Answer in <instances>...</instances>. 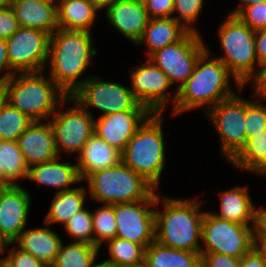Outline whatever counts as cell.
<instances>
[{"label":"cell","instance_id":"16","mask_svg":"<svg viewBox=\"0 0 266 267\" xmlns=\"http://www.w3.org/2000/svg\"><path fill=\"white\" fill-rule=\"evenodd\" d=\"M30 195L20 184L0 190V234L7 243H13L26 227Z\"/></svg>","mask_w":266,"mask_h":267},{"label":"cell","instance_id":"42","mask_svg":"<svg viewBox=\"0 0 266 267\" xmlns=\"http://www.w3.org/2000/svg\"><path fill=\"white\" fill-rule=\"evenodd\" d=\"M150 18L173 16L174 0H143Z\"/></svg>","mask_w":266,"mask_h":267},{"label":"cell","instance_id":"22","mask_svg":"<svg viewBox=\"0 0 266 267\" xmlns=\"http://www.w3.org/2000/svg\"><path fill=\"white\" fill-rule=\"evenodd\" d=\"M61 156L57 158L35 164L29 167L27 179L37 182L38 186L44 184L46 186L58 189V192L71 190L72 184L81 183L77 164L68 162H60Z\"/></svg>","mask_w":266,"mask_h":267},{"label":"cell","instance_id":"15","mask_svg":"<svg viewBox=\"0 0 266 267\" xmlns=\"http://www.w3.org/2000/svg\"><path fill=\"white\" fill-rule=\"evenodd\" d=\"M132 68L131 70V90L135 99L152 113L165 112L166 104L171 102L173 107L177 100V91L170 97L168 89L170 83L166 74L157 67L150 59L145 63ZM170 97V98H169Z\"/></svg>","mask_w":266,"mask_h":267},{"label":"cell","instance_id":"40","mask_svg":"<svg viewBox=\"0 0 266 267\" xmlns=\"http://www.w3.org/2000/svg\"><path fill=\"white\" fill-rule=\"evenodd\" d=\"M20 28L13 8H0V39L7 40Z\"/></svg>","mask_w":266,"mask_h":267},{"label":"cell","instance_id":"51","mask_svg":"<svg viewBox=\"0 0 266 267\" xmlns=\"http://www.w3.org/2000/svg\"><path fill=\"white\" fill-rule=\"evenodd\" d=\"M13 184L6 178L5 174H4V168L3 166L0 164V187L1 188H6L9 186H12Z\"/></svg>","mask_w":266,"mask_h":267},{"label":"cell","instance_id":"34","mask_svg":"<svg viewBox=\"0 0 266 267\" xmlns=\"http://www.w3.org/2000/svg\"><path fill=\"white\" fill-rule=\"evenodd\" d=\"M94 246L116 237L115 205L104 204L92 212Z\"/></svg>","mask_w":266,"mask_h":267},{"label":"cell","instance_id":"19","mask_svg":"<svg viewBox=\"0 0 266 267\" xmlns=\"http://www.w3.org/2000/svg\"><path fill=\"white\" fill-rule=\"evenodd\" d=\"M104 13L110 25L134 44L150 19L143 0H119Z\"/></svg>","mask_w":266,"mask_h":267},{"label":"cell","instance_id":"46","mask_svg":"<svg viewBox=\"0 0 266 267\" xmlns=\"http://www.w3.org/2000/svg\"><path fill=\"white\" fill-rule=\"evenodd\" d=\"M4 70L6 73L1 75ZM0 75V83L10 77V64L7 53V44L6 40L3 39H0Z\"/></svg>","mask_w":266,"mask_h":267},{"label":"cell","instance_id":"9","mask_svg":"<svg viewBox=\"0 0 266 267\" xmlns=\"http://www.w3.org/2000/svg\"><path fill=\"white\" fill-rule=\"evenodd\" d=\"M85 110L91 106L102 112L101 116L126 110H149L134 97L131 88L117 82L90 76L71 95Z\"/></svg>","mask_w":266,"mask_h":267},{"label":"cell","instance_id":"53","mask_svg":"<svg viewBox=\"0 0 266 267\" xmlns=\"http://www.w3.org/2000/svg\"><path fill=\"white\" fill-rule=\"evenodd\" d=\"M10 243H7V241L1 236L0 234V254H4L6 250V246H10Z\"/></svg>","mask_w":266,"mask_h":267},{"label":"cell","instance_id":"23","mask_svg":"<svg viewBox=\"0 0 266 267\" xmlns=\"http://www.w3.org/2000/svg\"><path fill=\"white\" fill-rule=\"evenodd\" d=\"M61 239L48 226L23 230L18 238L10 244H18L19 249L28 252L49 267L59 252Z\"/></svg>","mask_w":266,"mask_h":267},{"label":"cell","instance_id":"44","mask_svg":"<svg viewBox=\"0 0 266 267\" xmlns=\"http://www.w3.org/2000/svg\"><path fill=\"white\" fill-rule=\"evenodd\" d=\"M253 84L254 97L266 100V64L260 66L258 74L250 81Z\"/></svg>","mask_w":266,"mask_h":267},{"label":"cell","instance_id":"24","mask_svg":"<svg viewBox=\"0 0 266 267\" xmlns=\"http://www.w3.org/2000/svg\"><path fill=\"white\" fill-rule=\"evenodd\" d=\"M220 212H211L215 217L242 225L253 224L255 205L252 203L248 187L234 186L221 191Z\"/></svg>","mask_w":266,"mask_h":267},{"label":"cell","instance_id":"49","mask_svg":"<svg viewBox=\"0 0 266 267\" xmlns=\"http://www.w3.org/2000/svg\"><path fill=\"white\" fill-rule=\"evenodd\" d=\"M89 1L94 5V7L97 10H102V8H106L107 10L119 0H89Z\"/></svg>","mask_w":266,"mask_h":267},{"label":"cell","instance_id":"32","mask_svg":"<svg viewBox=\"0 0 266 267\" xmlns=\"http://www.w3.org/2000/svg\"><path fill=\"white\" fill-rule=\"evenodd\" d=\"M0 164L13 185H19L15 182L17 180H27L29 167L16 141L0 140Z\"/></svg>","mask_w":266,"mask_h":267},{"label":"cell","instance_id":"13","mask_svg":"<svg viewBox=\"0 0 266 267\" xmlns=\"http://www.w3.org/2000/svg\"><path fill=\"white\" fill-rule=\"evenodd\" d=\"M239 93L222 100L205 114L219 133L221 153L229 162L245 145V99Z\"/></svg>","mask_w":266,"mask_h":267},{"label":"cell","instance_id":"39","mask_svg":"<svg viewBox=\"0 0 266 267\" xmlns=\"http://www.w3.org/2000/svg\"><path fill=\"white\" fill-rule=\"evenodd\" d=\"M10 267H48L41 260L35 258L33 255L19 249L17 246L13 247L7 257H2Z\"/></svg>","mask_w":266,"mask_h":267},{"label":"cell","instance_id":"36","mask_svg":"<svg viewBox=\"0 0 266 267\" xmlns=\"http://www.w3.org/2000/svg\"><path fill=\"white\" fill-rule=\"evenodd\" d=\"M257 100L245 99V131L247 138L266 130V105L265 102L262 103V99L257 98Z\"/></svg>","mask_w":266,"mask_h":267},{"label":"cell","instance_id":"45","mask_svg":"<svg viewBox=\"0 0 266 267\" xmlns=\"http://www.w3.org/2000/svg\"><path fill=\"white\" fill-rule=\"evenodd\" d=\"M255 49L260 68L266 64V29L255 31Z\"/></svg>","mask_w":266,"mask_h":267},{"label":"cell","instance_id":"14","mask_svg":"<svg viewBox=\"0 0 266 267\" xmlns=\"http://www.w3.org/2000/svg\"><path fill=\"white\" fill-rule=\"evenodd\" d=\"M50 34L20 27L6 40L10 76L14 73L45 71Z\"/></svg>","mask_w":266,"mask_h":267},{"label":"cell","instance_id":"54","mask_svg":"<svg viewBox=\"0 0 266 267\" xmlns=\"http://www.w3.org/2000/svg\"><path fill=\"white\" fill-rule=\"evenodd\" d=\"M12 0H0V8L10 7Z\"/></svg>","mask_w":266,"mask_h":267},{"label":"cell","instance_id":"28","mask_svg":"<svg viewBox=\"0 0 266 267\" xmlns=\"http://www.w3.org/2000/svg\"><path fill=\"white\" fill-rule=\"evenodd\" d=\"M86 192L88 191L84 186L62 192L56 191L43 222L47 226L54 223L65 225L70 217L85 208L84 204L86 202V196H88Z\"/></svg>","mask_w":266,"mask_h":267},{"label":"cell","instance_id":"27","mask_svg":"<svg viewBox=\"0 0 266 267\" xmlns=\"http://www.w3.org/2000/svg\"><path fill=\"white\" fill-rule=\"evenodd\" d=\"M143 267H201V254L154 241L145 248Z\"/></svg>","mask_w":266,"mask_h":267},{"label":"cell","instance_id":"47","mask_svg":"<svg viewBox=\"0 0 266 267\" xmlns=\"http://www.w3.org/2000/svg\"><path fill=\"white\" fill-rule=\"evenodd\" d=\"M240 267H266L261 255L254 248L250 253L244 254L240 258Z\"/></svg>","mask_w":266,"mask_h":267},{"label":"cell","instance_id":"1","mask_svg":"<svg viewBox=\"0 0 266 267\" xmlns=\"http://www.w3.org/2000/svg\"><path fill=\"white\" fill-rule=\"evenodd\" d=\"M209 54L207 47L197 60L192 74L177 90V100L172 107L173 116L192 109H200L203 106L205 107L203 111L206 113L222 100L233 96L237 92L231 87L232 78L237 89L240 90L238 92L243 90L244 86L227 66L218 58H211Z\"/></svg>","mask_w":266,"mask_h":267},{"label":"cell","instance_id":"25","mask_svg":"<svg viewBox=\"0 0 266 267\" xmlns=\"http://www.w3.org/2000/svg\"><path fill=\"white\" fill-rule=\"evenodd\" d=\"M188 32L173 17L150 18L147 27L136 44L143 45L145 43L149 57L157 50L178 42Z\"/></svg>","mask_w":266,"mask_h":267},{"label":"cell","instance_id":"20","mask_svg":"<svg viewBox=\"0 0 266 267\" xmlns=\"http://www.w3.org/2000/svg\"><path fill=\"white\" fill-rule=\"evenodd\" d=\"M11 7L20 27L50 35L59 29L56 0H12Z\"/></svg>","mask_w":266,"mask_h":267},{"label":"cell","instance_id":"2","mask_svg":"<svg viewBox=\"0 0 266 267\" xmlns=\"http://www.w3.org/2000/svg\"><path fill=\"white\" fill-rule=\"evenodd\" d=\"M91 32L58 29L50 35V78L67 95L71 96L87 78L77 80L97 54L93 48Z\"/></svg>","mask_w":266,"mask_h":267},{"label":"cell","instance_id":"18","mask_svg":"<svg viewBox=\"0 0 266 267\" xmlns=\"http://www.w3.org/2000/svg\"><path fill=\"white\" fill-rule=\"evenodd\" d=\"M16 142L28 167L53 160L59 156L49 120L34 121Z\"/></svg>","mask_w":266,"mask_h":267},{"label":"cell","instance_id":"48","mask_svg":"<svg viewBox=\"0 0 266 267\" xmlns=\"http://www.w3.org/2000/svg\"><path fill=\"white\" fill-rule=\"evenodd\" d=\"M238 1L240 3L239 6L235 8V10L230 11L229 14L237 16L247 6H250L255 3L266 2V0H238Z\"/></svg>","mask_w":266,"mask_h":267},{"label":"cell","instance_id":"52","mask_svg":"<svg viewBox=\"0 0 266 267\" xmlns=\"http://www.w3.org/2000/svg\"><path fill=\"white\" fill-rule=\"evenodd\" d=\"M6 102H7L6 91L3 85L0 83V111Z\"/></svg>","mask_w":266,"mask_h":267},{"label":"cell","instance_id":"50","mask_svg":"<svg viewBox=\"0 0 266 267\" xmlns=\"http://www.w3.org/2000/svg\"><path fill=\"white\" fill-rule=\"evenodd\" d=\"M255 249L261 255L263 263L266 265V241H255Z\"/></svg>","mask_w":266,"mask_h":267},{"label":"cell","instance_id":"17","mask_svg":"<svg viewBox=\"0 0 266 267\" xmlns=\"http://www.w3.org/2000/svg\"><path fill=\"white\" fill-rule=\"evenodd\" d=\"M151 114L150 110H126L99 116L94 120V133L122 153L137 129Z\"/></svg>","mask_w":266,"mask_h":267},{"label":"cell","instance_id":"7","mask_svg":"<svg viewBox=\"0 0 266 267\" xmlns=\"http://www.w3.org/2000/svg\"><path fill=\"white\" fill-rule=\"evenodd\" d=\"M84 181L88 182L91 199L108 205L143 201L155 191L148 181L122 161L90 174Z\"/></svg>","mask_w":266,"mask_h":267},{"label":"cell","instance_id":"43","mask_svg":"<svg viewBox=\"0 0 266 267\" xmlns=\"http://www.w3.org/2000/svg\"><path fill=\"white\" fill-rule=\"evenodd\" d=\"M252 231L255 241H266V208L260 207L254 210Z\"/></svg>","mask_w":266,"mask_h":267},{"label":"cell","instance_id":"38","mask_svg":"<svg viewBox=\"0 0 266 267\" xmlns=\"http://www.w3.org/2000/svg\"><path fill=\"white\" fill-rule=\"evenodd\" d=\"M237 16L254 32L266 29V2L247 6Z\"/></svg>","mask_w":266,"mask_h":267},{"label":"cell","instance_id":"29","mask_svg":"<svg viewBox=\"0 0 266 267\" xmlns=\"http://www.w3.org/2000/svg\"><path fill=\"white\" fill-rule=\"evenodd\" d=\"M229 163L244 172L266 177V130L247 138L245 145Z\"/></svg>","mask_w":266,"mask_h":267},{"label":"cell","instance_id":"33","mask_svg":"<svg viewBox=\"0 0 266 267\" xmlns=\"http://www.w3.org/2000/svg\"><path fill=\"white\" fill-rule=\"evenodd\" d=\"M33 122L6 102L0 111V140L16 141Z\"/></svg>","mask_w":266,"mask_h":267},{"label":"cell","instance_id":"3","mask_svg":"<svg viewBox=\"0 0 266 267\" xmlns=\"http://www.w3.org/2000/svg\"><path fill=\"white\" fill-rule=\"evenodd\" d=\"M160 201L164 208L155 209V241L177 250L200 252L205 211L199 209L203 201L165 196Z\"/></svg>","mask_w":266,"mask_h":267},{"label":"cell","instance_id":"41","mask_svg":"<svg viewBox=\"0 0 266 267\" xmlns=\"http://www.w3.org/2000/svg\"><path fill=\"white\" fill-rule=\"evenodd\" d=\"M201 267H240V258L220 253H200Z\"/></svg>","mask_w":266,"mask_h":267},{"label":"cell","instance_id":"8","mask_svg":"<svg viewBox=\"0 0 266 267\" xmlns=\"http://www.w3.org/2000/svg\"><path fill=\"white\" fill-rule=\"evenodd\" d=\"M202 241L200 253H220L235 258L255 248L252 226L219 219L208 210L202 220Z\"/></svg>","mask_w":266,"mask_h":267},{"label":"cell","instance_id":"31","mask_svg":"<svg viewBox=\"0 0 266 267\" xmlns=\"http://www.w3.org/2000/svg\"><path fill=\"white\" fill-rule=\"evenodd\" d=\"M100 248L82 242H75L64 246L49 267H91L96 261Z\"/></svg>","mask_w":266,"mask_h":267},{"label":"cell","instance_id":"35","mask_svg":"<svg viewBox=\"0 0 266 267\" xmlns=\"http://www.w3.org/2000/svg\"><path fill=\"white\" fill-rule=\"evenodd\" d=\"M64 228L75 240L94 246V234L92 224V212L86 208L70 217Z\"/></svg>","mask_w":266,"mask_h":267},{"label":"cell","instance_id":"26","mask_svg":"<svg viewBox=\"0 0 266 267\" xmlns=\"http://www.w3.org/2000/svg\"><path fill=\"white\" fill-rule=\"evenodd\" d=\"M98 10L89 0L57 1L58 25L60 29L88 31L97 18Z\"/></svg>","mask_w":266,"mask_h":267},{"label":"cell","instance_id":"6","mask_svg":"<svg viewBox=\"0 0 266 267\" xmlns=\"http://www.w3.org/2000/svg\"><path fill=\"white\" fill-rule=\"evenodd\" d=\"M227 15L217 34L224 55L216 58L221 60L234 77L245 86L259 71L255 32L238 16L229 13Z\"/></svg>","mask_w":266,"mask_h":267},{"label":"cell","instance_id":"10","mask_svg":"<svg viewBox=\"0 0 266 267\" xmlns=\"http://www.w3.org/2000/svg\"><path fill=\"white\" fill-rule=\"evenodd\" d=\"M161 196L154 191L146 200L115 204L116 237L145 248L155 241V208Z\"/></svg>","mask_w":266,"mask_h":267},{"label":"cell","instance_id":"4","mask_svg":"<svg viewBox=\"0 0 266 267\" xmlns=\"http://www.w3.org/2000/svg\"><path fill=\"white\" fill-rule=\"evenodd\" d=\"M43 72L14 73L1 83L7 102L33 121L49 120L58 106L62 110L69 101V96Z\"/></svg>","mask_w":266,"mask_h":267},{"label":"cell","instance_id":"56","mask_svg":"<svg viewBox=\"0 0 266 267\" xmlns=\"http://www.w3.org/2000/svg\"><path fill=\"white\" fill-rule=\"evenodd\" d=\"M0 267H10V265L3 258H0Z\"/></svg>","mask_w":266,"mask_h":267},{"label":"cell","instance_id":"12","mask_svg":"<svg viewBox=\"0 0 266 267\" xmlns=\"http://www.w3.org/2000/svg\"><path fill=\"white\" fill-rule=\"evenodd\" d=\"M69 101L76 106L74 105L64 112L57 109L49 118L59 156L64 150L68 154L79 152V155L85 143L94 133L96 118L71 96H69Z\"/></svg>","mask_w":266,"mask_h":267},{"label":"cell","instance_id":"37","mask_svg":"<svg viewBox=\"0 0 266 267\" xmlns=\"http://www.w3.org/2000/svg\"><path fill=\"white\" fill-rule=\"evenodd\" d=\"M204 0H174L173 14L177 13V16H172L178 21L187 31L200 33L192 26L197 17L201 13Z\"/></svg>","mask_w":266,"mask_h":267},{"label":"cell","instance_id":"30","mask_svg":"<svg viewBox=\"0 0 266 267\" xmlns=\"http://www.w3.org/2000/svg\"><path fill=\"white\" fill-rule=\"evenodd\" d=\"M111 267H143L145 247L118 237L107 240Z\"/></svg>","mask_w":266,"mask_h":267},{"label":"cell","instance_id":"11","mask_svg":"<svg viewBox=\"0 0 266 267\" xmlns=\"http://www.w3.org/2000/svg\"><path fill=\"white\" fill-rule=\"evenodd\" d=\"M200 33L188 32L181 40L157 50L150 59L168 77L170 83H179L176 91L192 74L200 55L207 49Z\"/></svg>","mask_w":266,"mask_h":267},{"label":"cell","instance_id":"21","mask_svg":"<svg viewBox=\"0 0 266 267\" xmlns=\"http://www.w3.org/2000/svg\"><path fill=\"white\" fill-rule=\"evenodd\" d=\"M77 159L78 173L84 181L96 171L118 165L121 162V152L93 133L77 155Z\"/></svg>","mask_w":266,"mask_h":267},{"label":"cell","instance_id":"55","mask_svg":"<svg viewBox=\"0 0 266 267\" xmlns=\"http://www.w3.org/2000/svg\"><path fill=\"white\" fill-rule=\"evenodd\" d=\"M96 261L91 265V267H111L106 261L101 262L100 264H95Z\"/></svg>","mask_w":266,"mask_h":267},{"label":"cell","instance_id":"5","mask_svg":"<svg viewBox=\"0 0 266 267\" xmlns=\"http://www.w3.org/2000/svg\"><path fill=\"white\" fill-rule=\"evenodd\" d=\"M163 113H152L137 129L121 153V161L155 189L165 169Z\"/></svg>","mask_w":266,"mask_h":267}]
</instances>
